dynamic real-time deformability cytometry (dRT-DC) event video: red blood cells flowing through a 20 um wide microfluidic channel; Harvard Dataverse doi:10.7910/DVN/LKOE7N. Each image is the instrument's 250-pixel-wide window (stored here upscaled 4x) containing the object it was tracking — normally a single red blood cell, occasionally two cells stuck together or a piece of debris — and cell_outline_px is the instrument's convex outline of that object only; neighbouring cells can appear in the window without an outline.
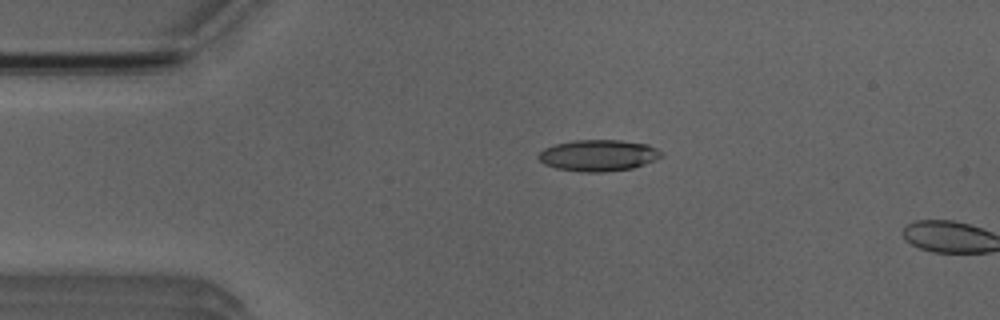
{"species": "Egyptian fruit bat (a non-hibernating species)", "species_latin": "Rousettus aegyptiacus", "temperature_condition": "room temperature", "stored_images_in_passage": 3, "camera_frame_rate_fps": 3000, "um_per_image_px": 0.085, "animal": {"sex": "male"}, "frame": {"image": 1, "passage_image": 2, "time_ms": 1.333, "image_size_px": [1000, 320], "cell_outline_px": [[664, 156], [644, 164], [632, 168], [604, 172], [580, 172], [556, 168], [544, 164], [536, 156], [544, 148], [556, 144], [572, 140], [620, 140], [648, 144], [656, 148]], "centroid_in_image_um": [50.84, 13.21], "position_along_channel_um": 34.2, "area_um2": 22.48}}